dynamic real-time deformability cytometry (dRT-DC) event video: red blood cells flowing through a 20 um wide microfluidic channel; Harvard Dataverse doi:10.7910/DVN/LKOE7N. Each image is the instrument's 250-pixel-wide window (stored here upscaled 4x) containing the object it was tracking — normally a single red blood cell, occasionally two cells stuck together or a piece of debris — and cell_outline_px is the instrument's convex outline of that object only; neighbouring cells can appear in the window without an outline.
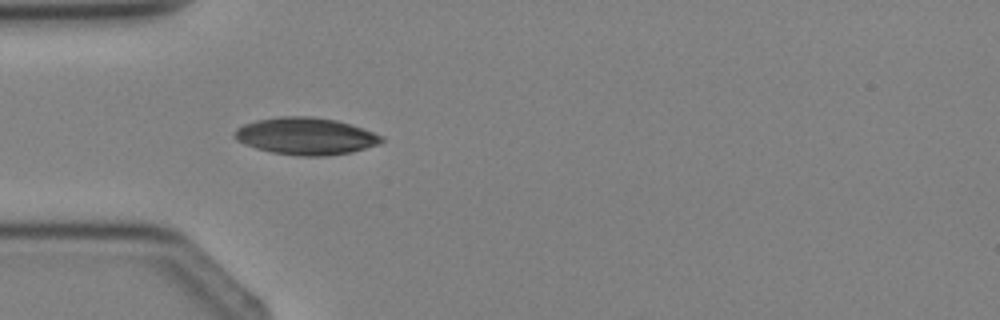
{"species": "Egyptian fruit bat (a non-hibernating species)", "species_latin": "Rousettus aegyptiacus", "temperature_condition": "cold", "stored_images_in_passage": 2, "camera_frame_rate_fps": 3000, "um_per_image_px": 0.085, "animal": {"sex": "female"}, "frame": {"image": 1, "passage_image": 2, "time_ms": 2.0, "image_size_px": [1000, 320], "cell_outline_px": [[384, 140], [380, 144], [352, 152], [324, 156], [300, 156], [272, 152], [256, 148], [244, 144], [236, 140], [232, 136], [236, 128], [244, 124], [256, 120], [280, 116], [312, 116], [336, 120], [352, 124], [384, 136]], "centroid_in_image_um": [25.99, 11.56], "position_along_channel_um": 59.0, "area_um2": 32.02}}